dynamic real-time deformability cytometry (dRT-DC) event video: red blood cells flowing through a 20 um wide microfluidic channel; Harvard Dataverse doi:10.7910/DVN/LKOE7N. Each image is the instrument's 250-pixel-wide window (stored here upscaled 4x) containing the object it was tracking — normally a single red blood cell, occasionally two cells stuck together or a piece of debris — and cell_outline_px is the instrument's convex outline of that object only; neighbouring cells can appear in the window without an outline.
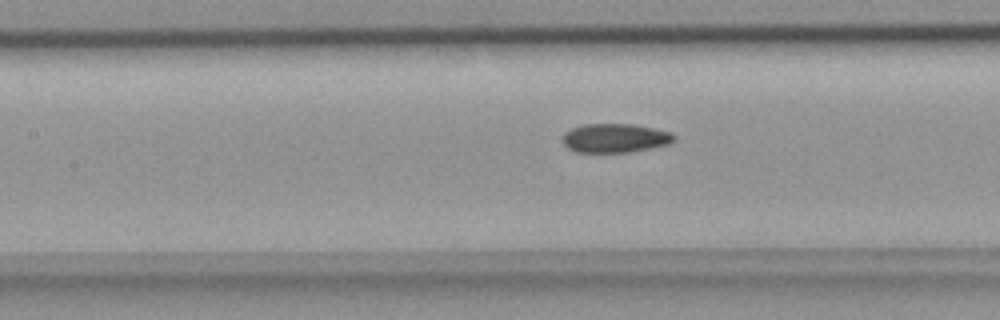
{"species": "common noctule bat (a hibernating species)", "species_latin": "Nyctalus noctula", "temperature_condition": "room temperature", "stored_images_in_passage": 31, "camera_frame_rate_fps": 3000, "um_per_image_px": 0.085, "animal": {"sex": "female", "body_mass_g": 18.4}, "frame": {"image": 1, "passage_image": 10, "time_ms": 3.0, "image_size_px": [1000, 320], "cell_outline_px": [[676, 140], [668, 144], [628, 152], [576, 152], [568, 148], [564, 144], [564, 132], [572, 128], [584, 124], [632, 124], [672, 132], [676, 136]], "centroid_in_image_um": [52.29, 11.73], "position_along_channel_um": 155.1, "area_um2": 18.67}}
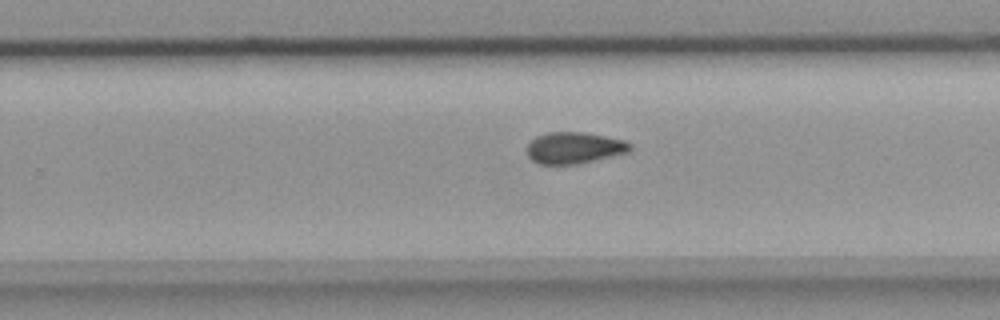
{"frame": {"image": 2, "passage_image": 19, "time_ms": 6.0, "image_size_px": [1000, 320], "cell_outline_px": [[632, 152], [580, 164], [540, 164], [532, 160], [528, 156], [528, 144], [536, 136], [548, 132], [584, 132], [624, 140], [632, 144]], "centroid_in_image_um": [48.86, 12.57], "position_along_channel_um": 280.9, "area_um2": 19.13}}
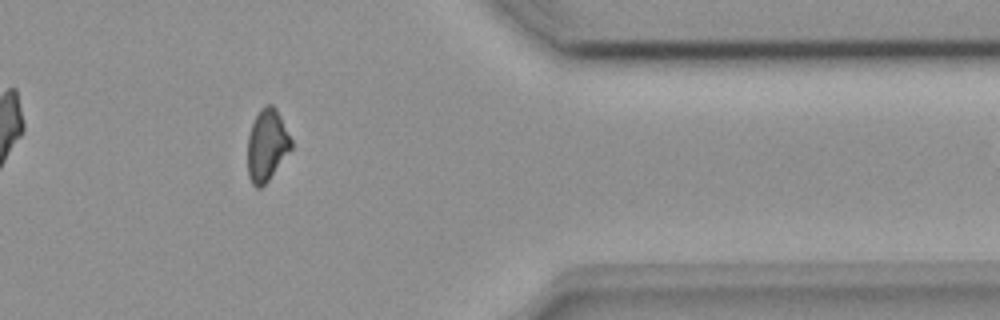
{"frame": {"image": 3, "passage_image": 28, "time_ms": 9.0, "image_size_px": [1000, 320], "cell_outline_px": [[292, 148], [268, 180], [260, 188], [256, 188], [252, 184], [248, 176], [248, 136], [252, 124], [260, 108], [264, 104], [272, 104], [276, 108], [292, 140]], "centroid_in_image_um": [22.68, 12.33], "position_along_channel_um": 388.7, "area_um2": 18.15}}